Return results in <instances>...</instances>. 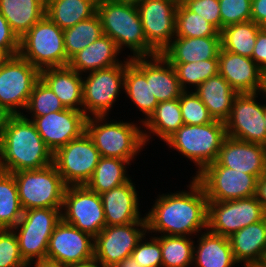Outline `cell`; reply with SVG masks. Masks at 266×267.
Instances as JSON below:
<instances>
[{
	"instance_id": "8",
	"label": "cell",
	"mask_w": 266,
	"mask_h": 267,
	"mask_svg": "<svg viewBox=\"0 0 266 267\" xmlns=\"http://www.w3.org/2000/svg\"><path fill=\"white\" fill-rule=\"evenodd\" d=\"M61 220V208H38L23 211L18 224L13 228L23 260H46L49 238Z\"/></svg>"
},
{
	"instance_id": "4",
	"label": "cell",
	"mask_w": 266,
	"mask_h": 267,
	"mask_svg": "<svg viewBox=\"0 0 266 267\" xmlns=\"http://www.w3.org/2000/svg\"><path fill=\"white\" fill-rule=\"evenodd\" d=\"M106 117L94 116L86 120V132L100 156L132 161L146 146L143 129L133 122H107Z\"/></svg>"
},
{
	"instance_id": "41",
	"label": "cell",
	"mask_w": 266,
	"mask_h": 267,
	"mask_svg": "<svg viewBox=\"0 0 266 267\" xmlns=\"http://www.w3.org/2000/svg\"><path fill=\"white\" fill-rule=\"evenodd\" d=\"M65 106L54 94L52 89L40 78L30 94L26 112L31 116H43L49 113L63 111ZM28 110V111H27Z\"/></svg>"
},
{
	"instance_id": "22",
	"label": "cell",
	"mask_w": 266,
	"mask_h": 267,
	"mask_svg": "<svg viewBox=\"0 0 266 267\" xmlns=\"http://www.w3.org/2000/svg\"><path fill=\"white\" fill-rule=\"evenodd\" d=\"M137 192L130 179L127 183L100 194L106 226L147 223L145 215H140Z\"/></svg>"
},
{
	"instance_id": "12",
	"label": "cell",
	"mask_w": 266,
	"mask_h": 267,
	"mask_svg": "<svg viewBox=\"0 0 266 267\" xmlns=\"http://www.w3.org/2000/svg\"><path fill=\"white\" fill-rule=\"evenodd\" d=\"M123 62L83 77V112L87 118L108 116L124 88L125 60Z\"/></svg>"
},
{
	"instance_id": "16",
	"label": "cell",
	"mask_w": 266,
	"mask_h": 267,
	"mask_svg": "<svg viewBox=\"0 0 266 267\" xmlns=\"http://www.w3.org/2000/svg\"><path fill=\"white\" fill-rule=\"evenodd\" d=\"M146 233L147 223L105 226L94 238V259L104 267H112L130 257Z\"/></svg>"
},
{
	"instance_id": "56",
	"label": "cell",
	"mask_w": 266,
	"mask_h": 267,
	"mask_svg": "<svg viewBox=\"0 0 266 267\" xmlns=\"http://www.w3.org/2000/svg\"><path fill=\"white\" fill-rule=\"evenodd\" d=\"M112 1L122 2V3H130V4H136L137 5L142 0H112Z\"/></svg>"
},
{
	"instance_id": "48",
	"label": "cell",
	"mask_w": 266,
	"mask_h": 267,
	"mask_svg": "<svg viewBox=\"0 0 266 267\" xmlns=\"http://www.w3.org/2000/svg\"><path fill=\"white\" fill-rule=\"evenodd\" d=\"M252 60L260 69L266 67V27H262L257 33Z\"/></svg>"
},
{
	"instance_id": "58",
	"label": "cell",
	"mask_w": 266,
	"mask_h": 267,
	"mask_svg": "<svg viewBox=\"0 0 266 267\" xmlns=\"http://www.w3.org/2000/svg\"><path fill=\"white\" fill-rule=\"evenodd\" d=\"M244 267H265V266L261 262H257V263L246 264L244 265Z\"/></svg>"
},
{
	"instance_id": "40",
	"label": "cell",
	"mask_w": 266,
	"mask_h": 267,
	"mask_svg": "<svg viewBox=\"0 0 266 267\" xmlns=\"http://www.w3.org/2000/svg\"><path fill=\"white\" fill-rule=\"evenodd\" d=\"M220 36V32L202 16L190 11L181 1L176 9L175 37Z\"/></svg>"
},
{
	"instance_id": "50",
	"label": "cell",
	"mask_w": 266,
	"mask_h": 267,
	"mask_svg": "<svg viewBox=\"0 0 266 267\" xmlns=\"http://www.w3.org/2000/svg\"><path fill=\"white\" fill-rule=\"evenodd\" d=\"M255 197L261 203L266 213V173L257 179Z\"/></svg>"
},
{
	"instance_id": "7",
	"label": "cell",
	"mask_w": 266,
	"mask_h": 267,
	"mask_svg": "<svg viewBox=\"0 0 266 267\" xmlns=\"http://www.w3.org/2000/svg\"><path fill=\"white\" fill-rule=\"evenodd\" d=\"M12 174L23 211L62 208L67 186L53 163L41 169L21 170Z\"/></svg>"
},
{
	"instance_id": "26",
	"label": "cell",
	"mask_w": 266,
	"mask_h": 267,
	"mask_svg": "<svg viewBox=\"0 0 266 267\" xmlns=\"http://www.w3.org/2000/svg\"><path fill=\"white\" fill-rule=\"evenodd\" d=\"M119 53L120 50L115 41L103 34L96 41L75 54L69 60L68 66L81 75L83 72L90 73L121 64L122 61L117 58Z\"/></svg>"
},
{
	"instance_id": "57",
	"label": "cell",
	"mask_w": 266,
	"mask_h": 267,
	"mask_svg": "<svg viewBox=\"0 0 266 267\" xmlns=\"http://www.w3.org/2000/svg\"><path fill=\"white\" fill-rule=\"evenodd\" d=\"M9 56L0 48V64L4 62Z\"/></svg>"
},
{
	"instance_id": "18",
	"label": "cell",
	"mask_w": 266,
	"mask_h": 267,
	"mask_svg": "<svg viewBox=\"0 0 266 267\" xmlns=\"http://www.w3.org/2000/svg\"><path fill=\"white\" fill-rule=\"evenodd\" d=\"M179 0H142L137 4L147 42L161 53L175 38Z\"/></svg>"
},
{
	"instance_id": "47",
	"label": "cell",
	"mask_w": 266,
	"mask_h": 267,
	"mask_svg": "<svg viewBox=\"0 0 266 267\" xmlns=\"http://www.w3.org/2000/svg\"><path fill=\"white\" fill-rule=\"evenodd\" d=\"M0 48L8 55L14 56L19 53V38L11 30L8 21L0 12Z\"/></svg>"
},
{
	"instance_id": "35",
	"label": "cell",
	"mask_w": 266,
	"mask_h": 267,
	"mask_svg": "<svg viewBox=\"0 0 266 267\" xmlns=\"http://www.w3.org/2000/svg\"><path fill=\"white\" fill-rule=\"evenodd\" d=\"M261 28L251 20L224 27L220 31L221 49L252 58L257 33Z\"/></svg>"
},
{
	"instance_id": "33",
	"label": "cell",
	"mask_w": 266,
	"mask_h": 267,
	"mask_svg": "<svg viewBox=\"0 0 266 267\" xmlns=\"http://www.w3.org/2000/svg\"><path fill=\"white\" fill-rule=\"evenodd\" d=\"M96 12L95 0H46V15L62 30L92 17Z\"/></svg>"
},
{
	"instance_id": "3",
	"label": "cell",
	"mask_w": 266,
	"mask_h": 267,
	"mask_svg": "<svg viewBox=\"0 0 266 267\" xmlns=\"http://www.w3.org/2000/svg\"><path fill=\"white\" fill-rule=\"evenodd\" d=\"M97 14L102 23L103 34L112 38L121 51L129 48L135 57H150L159 54L146 40L136 4L101 0Z\"/></svg>"
},
{
	"instance_id": "36",
	"label": "cell",
	"mask_w": 266,
	"mask_h": 267,
	"mask_svg": "<svg viewBox=\"0 0 266 267\" xmlns=\"http://www.w3.org/2000/svg\"><path fill=\"white\" fill-rule=\"evenodd\" d=\"M63 34L68 66L69 60L75 54L103 35L101 19L96 12L92 17L63 30Z\"/></svg>"
},
{
	"instance_id": "49",
	"label": "cell",
	"mask_w": 266,
	"mask_h": 267,
	"mask_svg": "<svg viewBox=\"0 0 266 267\" xmlns=\"http://www.w3.org/2000/svg\"><path fill=\"white\" fill-rule=\"evenodd\" d=\"M251 21L266 27V0H252Z\"/></svg>"
},
{
	"instance_id": "11",
	"label": "cell",
	"mask_w": 266,
	"mask_h": 267,
	"mask_svg": "<svg viewBox=\"0 0 266 267\" xmlns=\"http://www.w3.org/2000/svg\"><path fill=\"white\" fill-rule=\"evenodd\" d=\"M61 219L95 238L106 226L101 196L86 185L67 186Z\"/></svg>"
},
{
	"instance_id": "27",
	"label": "cell",
	"mask_w": 266,
	"mask_h": 267,
	"mask_svg": "<svg viewBox=\"0 0 266 267\" xmlns=\"http://www.w3.org/2000/svg\"><path fill=\"white\" fill-rule=\"evenodd\" d=\"M228 238L238 264L261 262L266 251V217L238 230Z\"/></svg>"
},
{
	"instance_id": "25",
	"label": "cell",
	"mask_w": 266,
	"mask_h": 267,
	"mask_svg": "<svg viewBox=\"0 0 266 267\" xmlns=\"http://www.w3.org/2000/svg\"><path fill=\"white\" fill-rule=\"evenodd\" d=\"M40 78L52 89L65 108L83 111L81 74L69 66H63L41 70Z\"/></svg>"
},
{
	"instance_id": "60",
	"label": "cell",
	"mask_w": 266,
	"mask_h": 267,
	"mask_svg": "<svg viewBox=\"0 0 266 267\" xmlns=\"http://www.w3.org/2000/svg\"><path fill=\"white\" fill-rule=\"evenodd\" d=\"M264 121H265V128H266V108H265V116H264Z\"/></svg>"
},
{
	"instance_id": "31",
	"label": "cell",
	"mask_w": 266,
	"mask_h": 267,
	"mask_svg": "<svg viewBox=\"0 0 266 267\" xmlns=\"http://www.w3.org/2000/svg\"><path fill=\"white\" fill-rule=\"evenodd\" d=\"M184 125L179 98L170 101L159 102L154 112L145 120L141 126L145 143L151 139V133L164 142ZM145 131V132H144Z\"/></svg>"
},
{
	"instance_id": "43",
	"label": "cell",
	"mask_w": 266,
	"mask_h": 267,
	"mask_svg": "<svg viewBox=\"0 0 266 267\" xmlns=\"http://www.w3.org/2000/svg\"><path fill=\"white\" fill-rule=\"evenodd\" d=\"M0 267H28L21 257L13 229H0Z\"/></svg>"
},
{
	"instance_id": "29",
	"label": "cell",
	"mask_w": 266,
	"mask_h": 267,
	"mask_svg": "<svg viewBox=\"0 0 266 267\" xmlns=\"http://www.w3.org/2000/svg\"><path fill=\"white\" fill-rule=\"evenodd\" d=\"M193 90L208 108L214 120L225 122L229 118L233 101L238 93L223 76L217 74L210 77Z\"/></svg>"
},
{
	"instance_id": "13",
	"label": "cell",
	"mask_w": 266,
	"mask_h": 267,
	"mask_svg": "<svg viewBox=\"0 0 266 267\" xmlns=\"http://www.w3.org/2000/svg\"><path fill=\"white\" fill-rule=\"evenodd\" d=\"M265 217L266 213L255 195L231 201H208L207 229L230 237Z\"/></svg>"
},
{
	"instance_id": "37",
	"label": "cell",
	"mask_w": 266,
	"mask_h": 267,
	"mask_svg": "<svg viewBox=\"0 0 266 267\" xmlns=\"http://www.w3.org/2000/svg\"><path fill=\"white\" fill-rule=\"evenodd\" d=\"M22 215L15 177L0 170V229H13Z\"/></svg>"
},
{
	"instance_id": "1",
	"label": "cell",
	"mask_w": 266,
	"mask_h": 267,
	"mask_svg": "<svg viewBox=\"0 0 266 267\" xmlns=\"http://www.w3.org/2000/svg\"><path fill=\"white\" fill-rule=\"evenodd\" d=\"M187 187L189 191L157 196L145 216L148 233L189 237L206 231L208 199L204 189L194 177Z\"/></svg>"
},
{
	"instance_id": "10",
	"label": "cell",
	"mask_w": 266,
	"mask_h": 267,
	"mask_svg": "<svg viewBox=\"0 0 266 267\" xmlns=\"http://www.w3.org/2000/svg\"><path fill=\"white\" fill-rule=\"evenodd\" d=\"M100 154L85 131L53 153V164L66 186L86 185L93 176Z\"/></svg>"
},
{
	"instance_id": "5",
	"label": "cell",
	"mask_w": 266,
	"mask_h": 267,
	"mask_svg": "<svg viewBox=\"0 0 266 267\" xmlns=\"http://www.w3.org/2000/svg\"><path fill=\"white\" fill-rule=\"evenodd\" d=\"M227 137L225 122L214 120L204 125H182L165 142L195 163L199 174L216 161L223 141Z\"/></svg>"
},
{
	"instance_id": "46",
	"label": "cell",
	"mask_w": 266,
	"mask_h": 267,
	"mask_svg": "<svg viewBox=\"0 0 266 267\" xmlns=\"http://www.w3.org/2000/svg\"><path fill=\"white\" fill-rule=\"evenodd\" d=\"M181 2L195 14L202 16L221 31V15L219 0H181Z\"/></svg>"
},
{
	"instance_id": "2",
	"label": "cell",
	"mask_w": 266,
	"mask_h": 267,
	"mask_svg": "<svg viewBox=\"0 0 266 267\" xmlns=\"http://www.w3.org/2000/svg\"><path fill=\"white\" fill-rule=\"evenodd\" d=\"M52 163L53 153L34 123L23 115H11L0 141V170L15 173L41 169Z\"/></svg>"
},
{
	"instance_id": "45",
	"label": "cell",
	"mask_w": 266,
	"mask_h": 267,
	"mask_svg": "<svg viewBox=\"0 0 266 267\" xmlns=\"http://www.w3.org/2000/svg\"><path fill=\"white\" fill-rule=\"evenodd\" d=\"M146 237L140 240L131 256L142 267H162V250L160 241L154 236L146 241ZM145 239V242H144Z\"/></svg>"
},
{
	"instance_id": "53",
	"label": "cell",
	"mask_w": 266,
	"mask_h": 267,
	"mask_svg": "<svg viewBox=\"0 0 266 267\" xmlns=\"http://www.w3.org/2000/svg\"><path fill=\"white\" fill-rule=\"evenodd\" d=\"M112 267H142L138 265V262L132 257H127Z\"/></svg>"
},
{
	"instance_id": "28",
	"label": "cell",
	"mask_w": 266,
	"mask_h": 267,
	"mask_svg": "<svg viewBox=\"0 0 266 267\" xmlns=\"http://www.w3.org/2000/svg\"><path fill=\"white\" fill-rule=\"evenodd\" d=\"M200 234L198 245H194L193 266L235 267V264H238L228 237L215 234L208 229Z\"/></svg>"
},
{
	"instance_id": "42",
	"label": "cell",
	"mask_w": 266,
	"mask_h": 267,
	"mask_svg": "<svg viewBox=\"0 0 266 267\" xmlns=\"http://www.w3.org/2000/svg\"><path fill=\"white\" fill-rule=\"evenodd\" d=\"M179 102L184 124L204 125L214 121L208 108L194 91H184L179 97Z\"/></svg>"
},
{
	"instance_id": "30",
	"label": "cell",
	"mask_w": 266,
	"mask_h": 267,
	"mask_svg": "<svg viewBox=\"0 0 266 267\" xmlns=\"http://www.w3.org/2000/svg\"><path fill=\"white\" fill-rule=\"evenodd\" d=\"M0 12L20 39L46 15V0H0Z\"/></svg>"
},
{
	"instance_id": "38",
	"label": "cell",
	"mask_w": 266,
	"mask_h": 267,
	"mask_svg": "<svg viewBox=\"0 0 266 267\" xmlns=\"http://www.w3.org/2000/svg\"><path fill=\"white\" fill-rule=\"evenodd\" d=\"M156 238L162 250V267H190L193 264L195 242L192 238L169 235H157Z\"/></svg>"
},
{
	"instance_id": "9",
	"label": "cell",
	"mask_w": 266,
	"mask_h": 267,
	"mask_svg": "<svg viewBox=\"0 0 266 267\" xmlns=\"http://www.w3.org/2000/svg\"><path fill=\"white\" fill-rule=\"evenodd\" d=\"M40 71L19 54L0 64V106L11 115H22Z\"/></svg>"
},
{
	"instance_id": "34",
	"label": "cell",
	"mask_w": 266,
	"mask_h": 267,
	"mask_svg": "<svg viewBox=\"0 0 266 267\" xmlns=\"http://www.w3.org/2000/svg\"><path fill=\"white\" fill-rule=\"evenodd\" d=\"M131 162L120 158L100 157L93 176L86 186L99 195L130 180L127 166ZM127 165V166H126Z\"/></svg>"
},
{
	"instance_id": "21",
	"label": "cell",
	"mask_w": 266,
	"mask_h": 267,
	"mask_svg": "<svg viewBox=\"0 0 266 267\" xmlns=\"http://www.w3.org/2000/svg\"><path fill=\"white\" fill-rule=\"evenodd\" d=\"M129 58V59H128ZM125 59L124 92L145 116L143 123L154 112L158 101L150 89V59L135 57Z\"/></svg>"
},
{
	"instance_id": "15",
	"label": "cell",
	"mask_w": 266,
	"mask_h": 267,
	"mask_svg": "<svg viewBox=\"0 0 266 267\" xmlns=\"http://www.w3.org/2000/svg\"><path fill=\"white\" fill-rule=\"evenodd\" d=\"M258 93L238 94L225 121L227 136L266 146L265 104L257 102Z\"/></svg>"
},
{
	"instance_id": "24",
	"label": "cell",
	"mask_w": 266,
	"mask_h": 267,
	"mask_svg": "<svg viewBox=\"0 0 266 267\" xmlns=\"http://www.w3.org/2000/svg\"><path fill=\"white\" fill-rule=\"evenodd\" d=\"M221 36L175 37L160 53L169 63L218 59Z\"/></svg>"
},
{
	"instance_id": "14",
	"label": "cell",
	"mask_w": 266,
	"mask_h": 267,
	"mask_svg": "<svg viewBox=\"0 0 266 267\" xmlns=\"http://www.w3.org/2000/svg\"><path fill=\"white\" fill-rule=\"evenodd\" d=\"M194 178L208 201H231L256 194L257 177L221 165H208Z\"/></svg>"
},
{
	"instance_id": "39",
	"label": "cell",
	"mask_w": 266,
	"mask_h": 267,
	"mask_svg": "<svg viewBox=\"0 0 266 267\" xmlns=\"http://www.w3.org/2000/svg\"><path fill=\"white\" fill-rule=\"evenodd\" d=\"M170 64L175 68L180 86L183 91H189L190 86L197 88L208 78L219 74L218 59L201 60L191 63Z\"/></svg>"
},
{
	"instance_id": "20",
	"label": "cell",
	"mask_w": 266,
	"mask_h": 267,
	"mask_svg": "<svg viewBox=\"0 0 266 267\" xmlns=\"http://www.w3.org/2000/svg\"><path fill=\"white\" fill-rule=\"evenodd\" d=\"M210 165H221L259 178L266 173V146L227 136L216 161Z\"/></svg>"
},
{
	"instance_id": "17",
	"label": "cell",
	"mask_w": 266,
	"mask_h": 267,
	"mask_svg": "<svg viewBox=\"0 0 266 267\" xmlns=\"http://www.w3.org/2000/svg\"><path fill=\"white\" fill-rule=\"evenodd\" d=\"M93 259L94 237L61 219L49 238L46 260L69 267Z\"/></svg>"
},
{
	"instance_id": "6",
	"label": "cell",
	"mask_w": 266,
	"mask_h": 267,
	"mask_svg": "<svg viewBox=\"0 0 266 267\" xmlns=\"http://www.w3.org/2000/svg\"><path fill=\"white\" fill-rule=\"evenodd\" d=\"M39 71L67 66L63 30L47 15L19 39V53Z\"/></svg>"
},
{
	"instance_id": "52",
	"label": "cell",
	"mask_w": 266,
	"mask_h": 267,
	"mask_svg": "<svg viewBox=\"0 0 266 267\" xmlns=\"http://www.w3.org/2000/svg\"><path fill=\"white\" fill-rule=\"evenodd\" d=\"M257 93L259 94V96L262 95L264 96L263 98L266 99V67L262 68L260 71V85Z\"/></svg>"
},
{
	"instance_id": "59",
	"label": "cell",
	"mask_w": 266,
	"mask_h": 267,
	"mask_svg": "<svg viewBox=\"0 0 266 267\" xmlns=\"http://www.w3.org/2000/svg\"><path fill=\"white\" fill-rule=\"evenodd\" d=\"M261 263L266 267V251H265V253L263 255V258L261 260Z\"/></svg>"
},
{
	"instance_id": "32",
	"label": "cell",
	"mask_w": 266,
	"mask_h": 267,
	"mask_svg": "<svg viewBox=\"0 0 266 267\" xmlns=\"http://www.w3.org/2000/svg\"><path fill=\"white\" fill-rule=\"evenodd\" d=\"M149 58L150 89L158 103L179 98L184 91L175 68L160 53Z\"/></svg>"
},
{
	"instance_id": "54",
	"label": "cell",
	"mask_w": 266,
	"mask_h": 267,
	"mask_svg": "<svg viewBox=\"0 0 266 267\" xmlns=\"http://www.w3.org/2000/svg\"><path fill=\"white\" fill-rule=\"evenodd\" d=\"M31 264H35L34 267H65V266L59 265L58 263L51 262L48 260L35 261L34 263L31 262L28 264V267L31 266Z\"/></svg>"
},
{
	"instance_id": "44",
	"label": "cell",
	"mask_w": 266,
	"mask_h": 267,
	"mask_svg": "<svg viewBox=\"0 0 266 267\" xmlns=\"http://www.w3.org/2000/svg\"><path fill=\"white\" fill-rule=\"evenodd\" d=\"M221 30L231 24L251 20L252 0H219Z\"/></svg>"
},
{
	"instance_id": "55",
	"label": "cell",
	"mask_w": 266,
	"mask_h": 267,
	"mask_svg": "<svg viewBox=\"0 0 266 267\" xmlns=\"http://www.w3.org/2000/svg\"><path fill=\"white\" fill-rule=\"evenodd\" d=\"M104 267L103 265H101L100 263H98L95 259L85 262V263H81V264H77V265H72L69 267Z\"/></svg>"
},
{
	"instance_id": "19",
	"label": "cell",
	"mask_w": 266,
	"mask_h": 267,
	"mask_svg": "<svg viewBox=\"0 0 266 267\" xmlns=\"http://www.w3.org/2000/svg\"><path fill=\"white\" fill-rule=\"evenodd\" d=\"M22 115L34 123L36 130L52 153L86 131L87 116L83 111L66 108L63 111L43 116H31V118Z\"/></svg>"
},
{
	"instance_id": "23",
	"label": "cell",
	"mask_w": 266,
	"mask_h": 267,
	"mask_svg": "<svg viewBox=\"0 0 266 267\" xmlns=\"http://www.w3.org/2000/svg\"><path fill=\"white\" fill-rule=\"evenodd\" d=\"M219 74L238 93H257L260 85L261 69L252 58L220 49Z\"/></svg>"
},
{
	"instance_id": "51",
	"label": "cell",
	"mask_w": 266,
	"mask_h": 267,
	"mask_svg": "<svg viewBox=\"0 0 266 267\" xmlns=\"http://www.w3.org/2000/svg\"><path fill=\"white\" fill-rule=\"evenodd\" d=\"M10 116L11 114L0 106V141L2 139L3 131Z\"/></svg>"
}]
</instances>
